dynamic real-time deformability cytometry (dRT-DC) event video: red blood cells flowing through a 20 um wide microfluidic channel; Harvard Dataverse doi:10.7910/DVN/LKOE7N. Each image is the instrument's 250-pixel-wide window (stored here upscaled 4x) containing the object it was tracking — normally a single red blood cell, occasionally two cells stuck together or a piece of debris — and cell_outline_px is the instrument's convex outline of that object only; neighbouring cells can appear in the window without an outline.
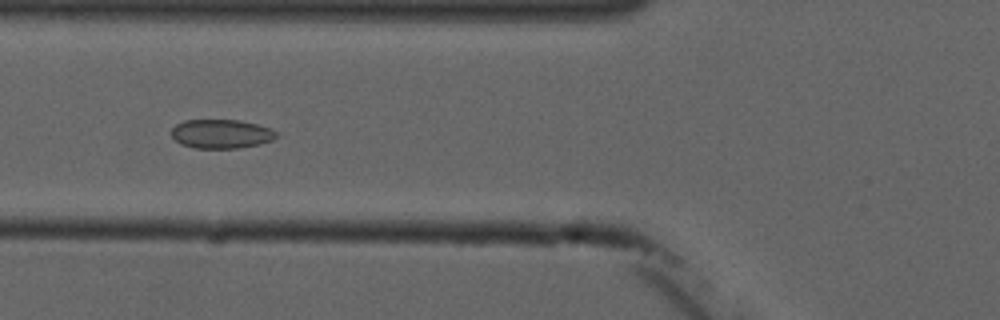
{"species": "common noctule bat (a hibernating species)", "species_latin": "Nyctalus noctula", "temperature_condition": "cold", "stored_images_in_passage": 5, "camera_frame_rate_fps": 3000, "um_per_image_px": 0.085, "animal": {"sex": "male", "forearm_length_mm": 52.5}, "frame": {"image": 1, "passage_image": 2, "time_ms": 1.0, "image_size_px": [1000, 320], "cell_outline_px": [[276, 136], [272, 140], [260, 144], [240, 148], [196, 148], [180, 144], [172, 136], [172, 128], [176, 124], [184, 120], [240, 120], [272, 128], [276, 132]], "centroid_in_image_um": [18.81, 11.38], "position_along_channel_um": 107.0, "area_um2": 17.74}}
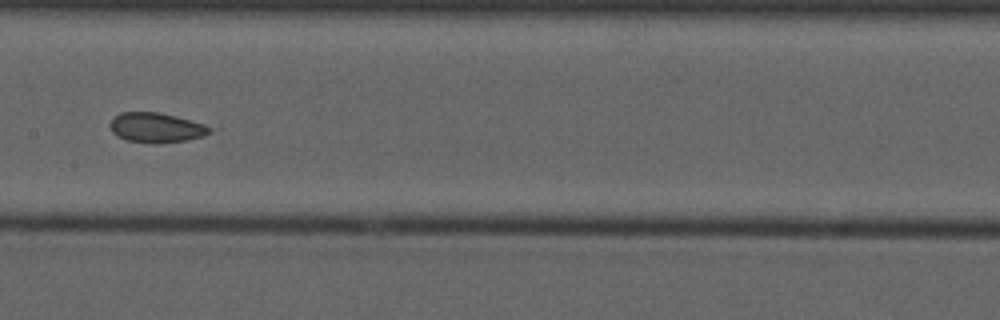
{"frame": {"image": 2, "passage_image": 4, "time_ms": 3.333, "image_size_px": [1000, 320], "cell_outline_px": [[212, 132], [204, 136], [184, 140], [156, 144], [128, 140], [116, 136], [112, 132], [108, 124], [120, 112], [160, 112], [176, 116], [204, 124], [212, 128]], "centroid_in_image_um": [13.27, 10.85], "position_along_channel_um": 194.1, "area_um2": 17.34}}
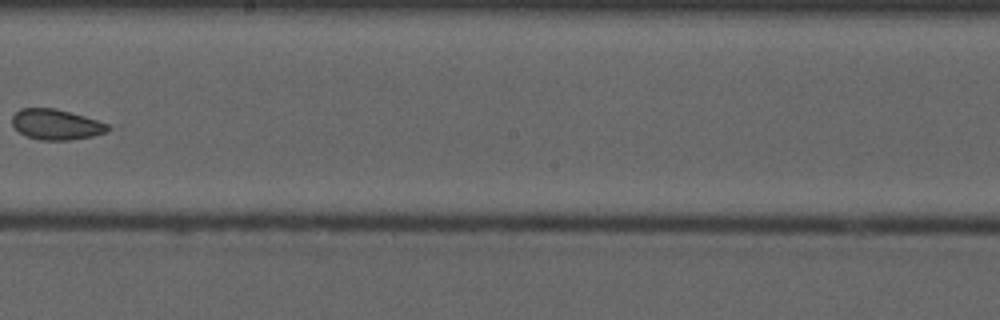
{"frame": {"image": 3, "passage_image": 5, "time_ms": 4.667, "image_size_px": [1000, 320], "cell_outline_px": [[124, 124], [120, 128], [108, 132], [92, 136], [68, 140], [40, 140], [24, 136], [12, 124], [12, 116], [20, 108], [52, 108]], "centroid_in_image_um": [5.04, 10.58], "position_along_channel_um": 243.2, "area_um2": 18.09}}